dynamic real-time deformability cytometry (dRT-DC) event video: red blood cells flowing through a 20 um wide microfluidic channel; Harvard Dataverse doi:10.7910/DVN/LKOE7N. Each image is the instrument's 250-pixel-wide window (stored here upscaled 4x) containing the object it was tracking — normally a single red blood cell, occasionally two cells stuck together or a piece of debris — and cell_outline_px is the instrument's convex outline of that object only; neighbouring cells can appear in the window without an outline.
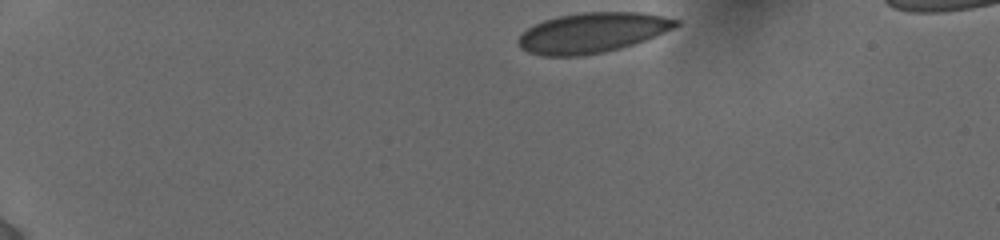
{"species": "human", "species_latin": "Homo sapiens", "temperature_condition": "cold", "stored_images_in_passage": 11, "camera_frame_rate_fps": 3000, "um_per_image_px": 0.085, "donor": {"sex": "female"}, "frame": {"image": 1, "passage_image": 1, "time_ms": 0.0, "image_size_px": [1000, 240], "cell_outline_px": [[680, 24], [664, 32], [644, 40], [620, 48], [604, 52], [580, 56], [540, 56], [528, 52], [520, 48], [516, 40], [532, 24], [544, 20], [560, 16], [580, 12], [640, 12], [664, 16], [680, 20]], "centroid_in_image_um": [50.31, 2.78], "position_along_channel_um": 34.7, "area_um2": 36.82}}